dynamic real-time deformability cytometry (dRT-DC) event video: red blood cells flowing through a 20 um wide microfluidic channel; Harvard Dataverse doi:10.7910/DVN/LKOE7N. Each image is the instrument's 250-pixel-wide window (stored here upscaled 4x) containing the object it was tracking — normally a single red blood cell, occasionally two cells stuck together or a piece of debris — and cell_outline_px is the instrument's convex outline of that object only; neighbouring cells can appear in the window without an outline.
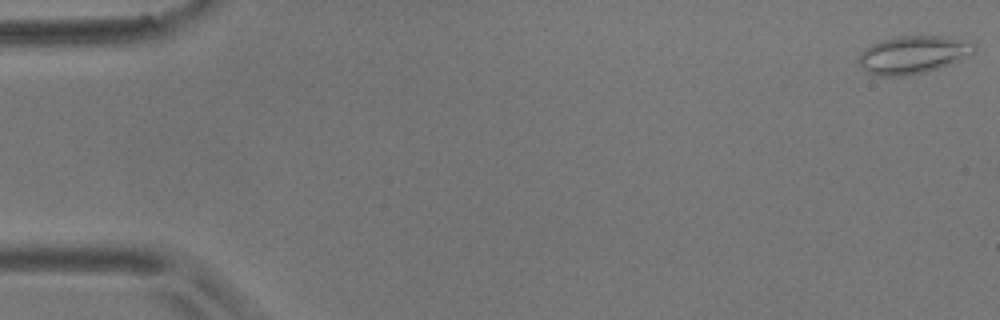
{"species": "common noctule bat (a hibernating species)", "species_latin": "Nyctalus noctula", "temperature_condition": "room temperature", "stored_images_in_passage": 6, "camera_frame_rate_fps": 3000, "um_per_image_px": 0.085, "animal": {"sex": "male", "body_mass_g": 17.9}, "frame": {"image": 1, "passage_image": 1, "time_ms": 0.0, "image_size_px": [1000, 320], "cell_outline_px": [[976, 48], [972, 56], [940, 68], [908, 76], [876, 76], [868, 72], [856, 60], [860, 52], [864, 48], [880, 40], [896, 36], [944, 36], [972, 40], [976, 44]], "centroid_in_image_um": [77.66, 4.64], "position_along_channel_um": 7.3, "area_um2": 26.13}}